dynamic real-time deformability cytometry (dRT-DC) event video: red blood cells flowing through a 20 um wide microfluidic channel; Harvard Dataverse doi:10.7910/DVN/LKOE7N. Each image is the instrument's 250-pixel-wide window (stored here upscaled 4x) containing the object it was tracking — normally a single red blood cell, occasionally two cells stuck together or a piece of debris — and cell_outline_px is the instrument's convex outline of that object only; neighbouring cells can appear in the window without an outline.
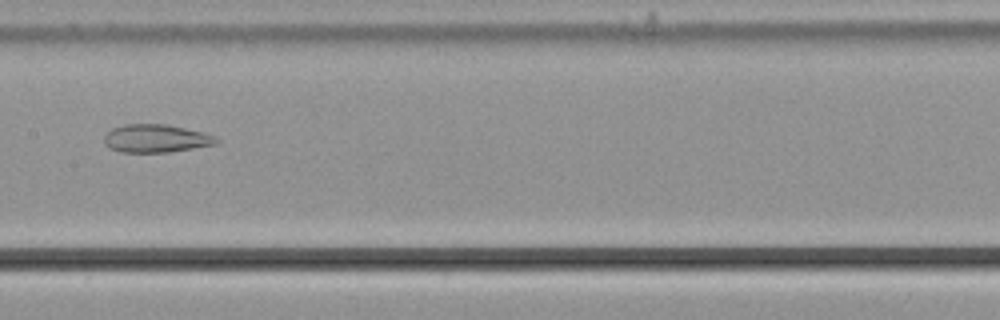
{"species": "common noctule bat (a hibernating species)", "species_latin": "Nyctalus noctula", "temperature_condition": "cold", "stored_images_in_passage": 54, "camera_frame_rate_fps": 3000, "um_per_image_px": 0.085, "animal": {"sex": "male", "body_mass_g": 21.5, "forearm_length_mm": 52.0}, "frame": {"image": 1, "passage_image": 28, "time_ms": 9.0, "image_size_px": [1000, 320], "cell_outline_px": [[220, 140], [216, 144], [168, 152], [120, 152], [108, 148], [104, 144], [104, 136], [112, 128], [124, 124], [164, 124], [204, 132]], "centroid_in_image_um": [13.21, 11.77], "position_along_channel_um": 194.2, "area_um2": 18.26}}
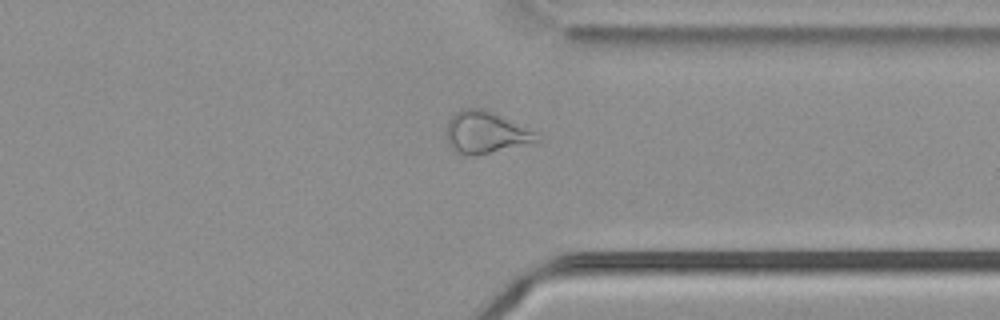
{"frame": {"image": 2, "passage_image": 42, "time_ms": 13.667, "image_size_px": [1000, 320], "cell_outline_px": [[540, 140], [536, 144], [472, 156], [456, 152], [448, 144], [444, 132], [448, 120], [460, 108], [480, 108], [492, 112], [532, 132]], "centroid_in_image_um": [41.21, 11.29], "position_along_channel_um": 370.2, "area_um2": 22.02}}
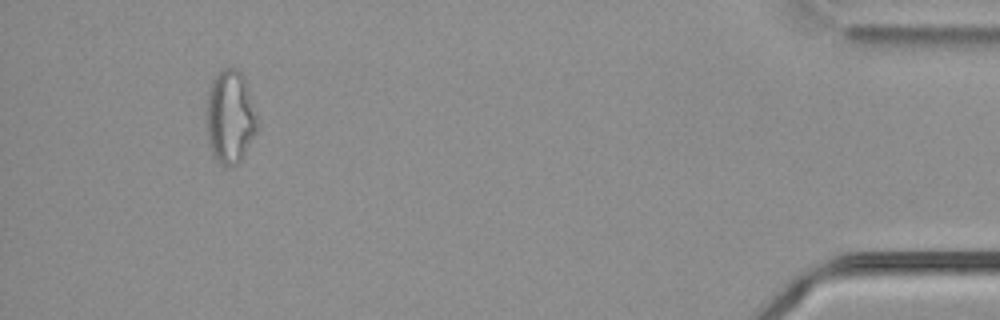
{"frame": {"image": 3, "passage_image": 51, "time_ms": 16.667, "image_size_px": [1000, 320], "cell_outline_px": [[256, 132], [240, 160], [236, 164], [224, 164], [216, 160], [212, 156], [208, 140], [208, 88], [212, 80], [224, 68], [236, 68], [240, 72], [248, 88], [256, 112]], "centroid_in_image_um": [19.56, 9.92], "position_along_channel_um": 415.6, "area_um2": 26.82}, "authors_computed_cell_mechanics": {"area_um2": 25.3453, "velocity_mm_per_s": 3.7845, "shape_relaxation_time_tau1_ms": null, "shape_relaxation_time_tau2_ms": 2.7439, "deformation_change_tau1": null, "deformation_change_tau2": 0.1149}}